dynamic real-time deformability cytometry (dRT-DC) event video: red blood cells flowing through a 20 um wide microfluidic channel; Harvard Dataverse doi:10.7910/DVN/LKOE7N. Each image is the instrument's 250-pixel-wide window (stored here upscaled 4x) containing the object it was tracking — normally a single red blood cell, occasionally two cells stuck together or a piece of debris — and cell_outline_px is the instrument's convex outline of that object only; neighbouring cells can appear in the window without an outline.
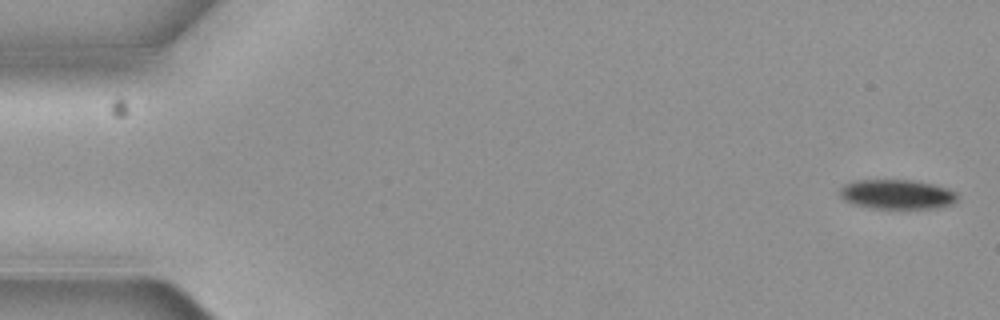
{"species": "common noctule bat (a hibernating species)", "species_latin": "Nyctalus noctula", "temperature_condition": "cold", "stored_images_in_passage": 6, "camera_frame_rate_fps": 3000, "um_per_image_px": 0.085, "animal": {"sex": "female", "body_mass_g": 19.3, "forearm_length_mm": 54.1}, "frame": {"image": 1, "passage_image": 1, "time_ms": 0.0, "image_size_px": [1000, 320], "cell_outline_px": [[956, 200], [952, 204], [940, 208], [900, 212], [868, 208], [852, 204], [844, 200], [840, 196], [840, 188], [844, 184], [856, 180], [912, 180], [932, 184], [956, 192]], "centroid_in_image_um": [76.22, 16.58], "position_along_channel_um": 8.8, "area_um2": 21.27}}
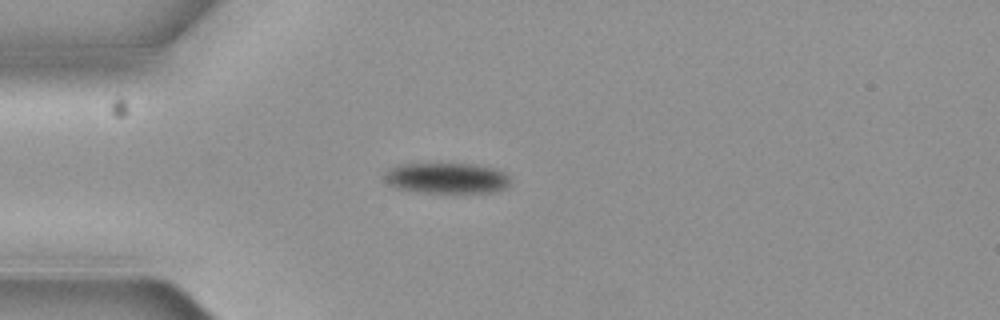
{"frame": {"image": 2, "passage_image": 5, "time_ms": 1.333, "image_size_px": [1000, 320], "cell_outline_px": [[508, 184], [504, 188], [492, 192], [416, 192], [396, 188], [388, 184], [384, 180], [384, 172], [388, 168], [400, 164], [476, 164], [496, 168], [504, 172], [508, 176]], "centroid_in_image_um": [37.91, 15.13], "position_along_channel_um": 47.1, "area_um2": 22.54}}